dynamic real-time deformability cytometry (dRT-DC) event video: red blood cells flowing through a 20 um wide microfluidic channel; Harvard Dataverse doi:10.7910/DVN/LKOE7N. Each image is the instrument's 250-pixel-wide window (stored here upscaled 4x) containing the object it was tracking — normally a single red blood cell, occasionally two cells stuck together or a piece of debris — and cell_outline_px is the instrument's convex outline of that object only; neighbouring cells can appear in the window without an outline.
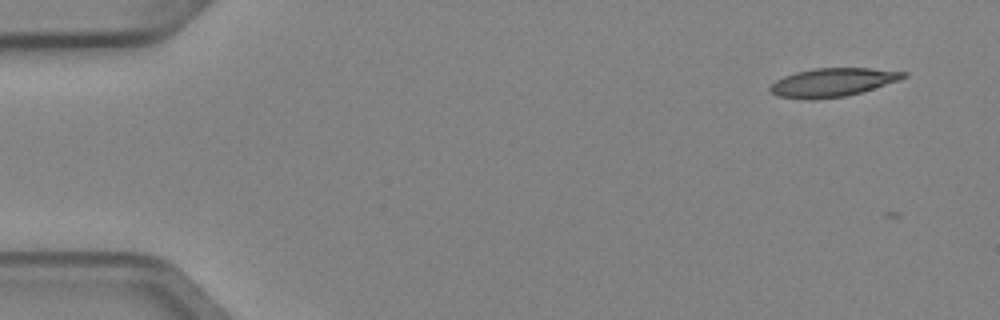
{"species": "Egyptian fruit bat (a non-hibernating species)", "species_latin": "Rousettus aegyptiacus", "temperature_condition": "cold", "stored_images_in_passage": 5, "camera_frame_rate_fps": 3000, "um_per_image_px": 0.085, "animal": {"sex": "female"}, "frame": {"image": 1, "passage_image": 1, "time_ms": 0.0, "image_size_px": [1000, 320], "cell_outline_px": [[908, 76], [900, 80], [860, 92], [844, 96], [812, 100], [804, 100], [776, 96], [768, 88], [776, 80], [784, 76], [796, 72], [812, 68], [872, 68], [908, 72]], "centroid_in_image_um": [70.76, 7.0], "position_along_channel_um": 14.2, "area_um2": 22.25}}
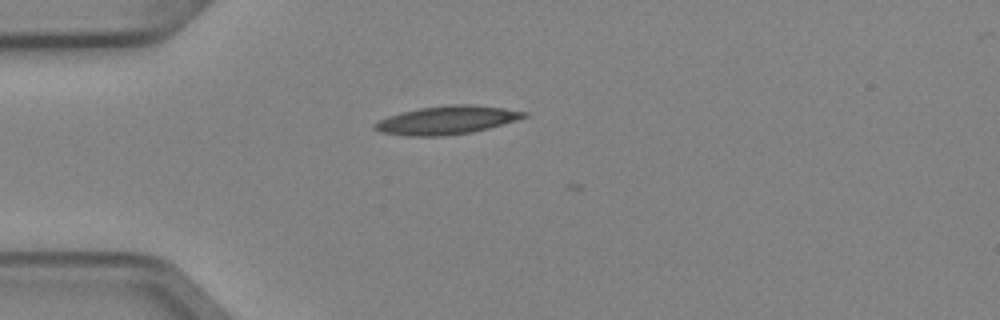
{"frame": {"image": 2, "passage_image": 4, "time_ms": 1.0, "image_size_px": [1000, 320], "cell_outline_px": [[528, 116], [516, 120], [488, 128], [472, 132], [444, 136], [412, 136], [380, 132], [376, 128], [376, 124], [380, 120], [388, 116], [400, 112], [420, 108], [448, 104], [472, 104], [504, 108], [528, 112]], "centroid_in_image_um": [38.02, 10.2], "position_along_channel_um": 47.0, "area_um2": 24.45}}